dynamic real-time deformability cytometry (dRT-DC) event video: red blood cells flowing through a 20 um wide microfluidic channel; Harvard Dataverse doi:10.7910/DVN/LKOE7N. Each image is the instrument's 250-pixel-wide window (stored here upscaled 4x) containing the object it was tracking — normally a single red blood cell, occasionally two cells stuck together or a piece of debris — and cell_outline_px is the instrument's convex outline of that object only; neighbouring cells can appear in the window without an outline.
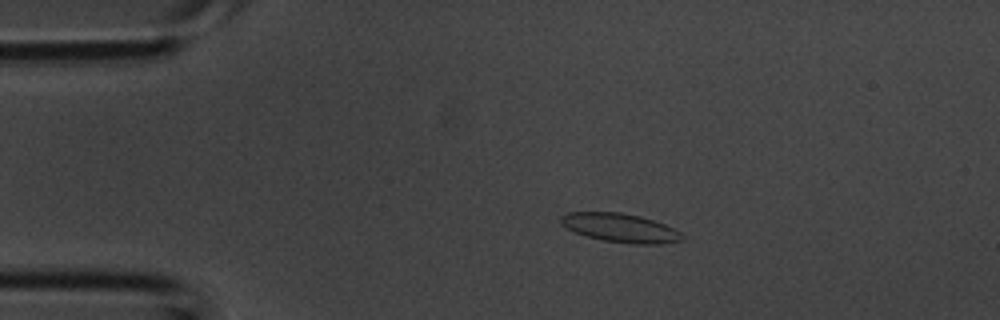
{"species": "common noctule bat (a hibernating species)", "species_latin": "Nyctalus noctula", "temperature_condition": "room temperature", "stored_images_in_passage": 38, "camera_frame_rate_fps": 3000, "um_per_image_px": 0.085, "animal": {"sex": "male", "body_mass_g": 20.1, "forearm_length_mm": 53.5}, "frame": {"image": 1, "passage_image": 7, "time_ms": 2.0, "image_size_px": [1000, 320], "cell_outline_px": [[684, 240], [660, 244], [636, 244], [604, 240], [588, 236], [576, 232], [568, 228], [560, 220], [560, 216], [564, 212], [620, 212], [640, 216], [664, 224], [680, 232], [684, 236]], "centroid_in_image_um": [52.74, 19.36], "position_along_channel_um": 32.3, "area_um2": 20.11}}
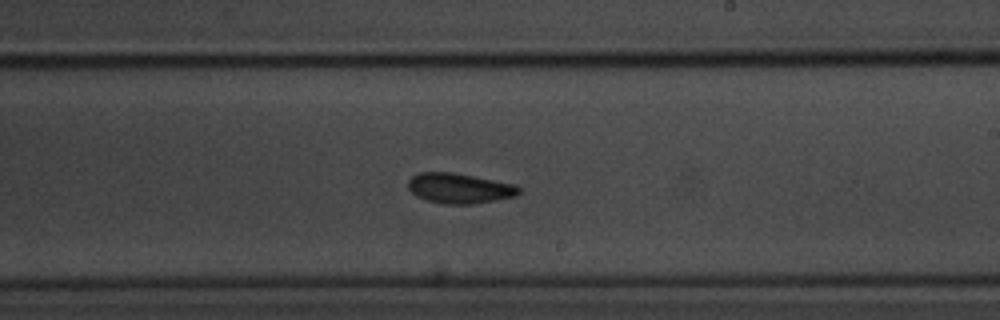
{"frame": {"image": 2, "passage_image": 22, "time_ms": 7.0, "image_size_px": [1000, 320], "cell_outline_px": [[520, 192], [516, 196], [496, 200], [468, 204], [444, 204], [428, 200], [416, 196], [408, 188], [408, 180], [412, 176], [420, 172], [452, 172], [516, 184], [520, 188]], "centroid_in_image_um": [39.05, 16.0], "position_along_channel_um": 249.9, "area_um2": 19.42}}
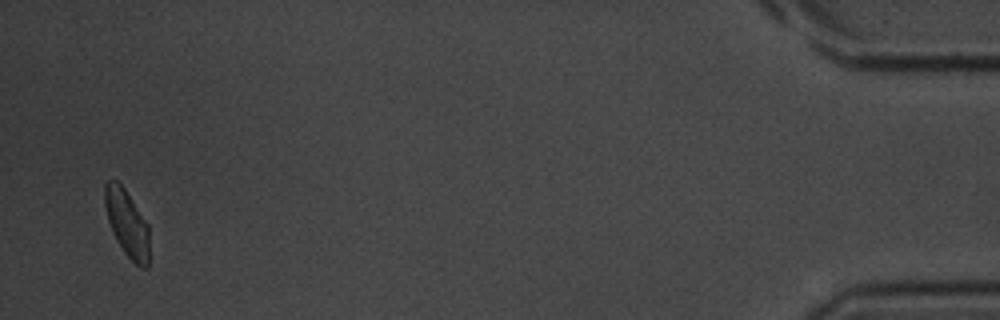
{"frame": {"image": 3, "passage_image": 37, "time_ms": 12.0, "image_size_px": [1000, 320], "cell_outline_px": [[148, 268], [144, 268], [136, 264], [124, 252], [116, 240], [112, 232], [108, 220], [104, 204], [104, 184], [108, 180], [116, 180], [124, 188], [148, 224]], "centroid_in_image_um": [10.77, 18.96], "position_along_channel_um": 424.4, "area_um2": 17.17}}